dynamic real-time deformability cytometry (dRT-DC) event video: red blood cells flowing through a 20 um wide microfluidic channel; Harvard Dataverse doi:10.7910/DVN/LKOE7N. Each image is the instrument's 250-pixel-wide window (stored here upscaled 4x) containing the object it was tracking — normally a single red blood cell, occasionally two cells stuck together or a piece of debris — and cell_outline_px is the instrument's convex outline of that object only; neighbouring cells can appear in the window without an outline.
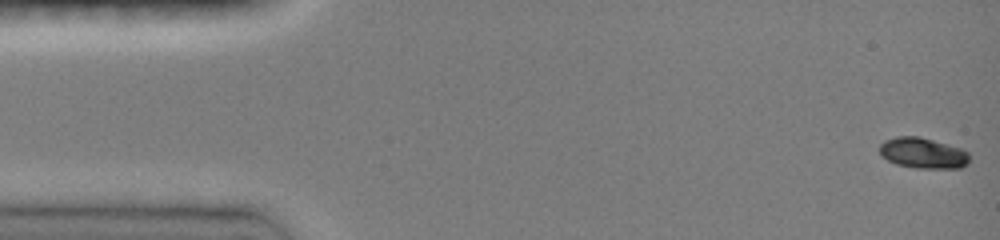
{"species": "common noctule bat (a hibernating species)", "species_latin": "Nyctalus noctula", "temperature_condition": "room temperature", "stored_images_in_passage": 13, "camera_frame_rate_fps": 3000, "um_per_image_px": 0.085, "animal": {"sex": "female", "body_mass_g": 19.0, "forearm_length_mm": 51.5}, "frame": {"image": 1, "passage_image": 1, "time_ms": 0.0, "image_size_px": [1000, 240], "cell_outline_px": [[968, 164], [960, 168], [916, 168], [896, 164], [880, 156], [880, 144], [884, 140], [896, 136], [920, 136], [960, 148], [968, 152]], "centroid_in_image_um": [78.42, 13.0], "position_along_channel_um": 6.6, "area_um2": 16.13}}
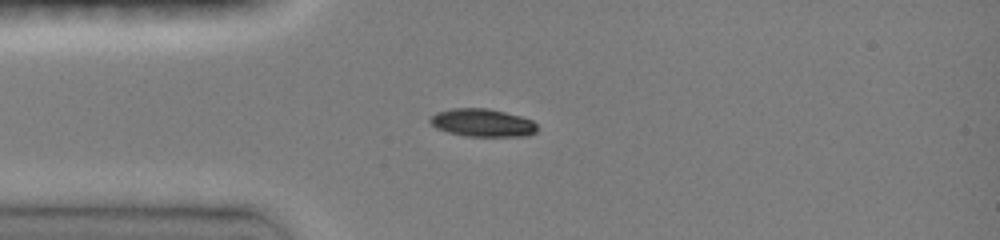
{"frame": {"image": 2, "passage_image": 4, "time_ms": 3.667, "image_size_px": [1000, 240], "cell_outline_px": [[536, 132], [528, 136], [464, 136], [448, 132], [436, 128], [428, 120], [436, 112], [452, 108], [488, 108], [520, 116], [532, 120], [536, 124]], "centroid_in_image_um": [40.99, 10.43], "position_along_channel_um": 44.0, "area_um2": 17.4}}
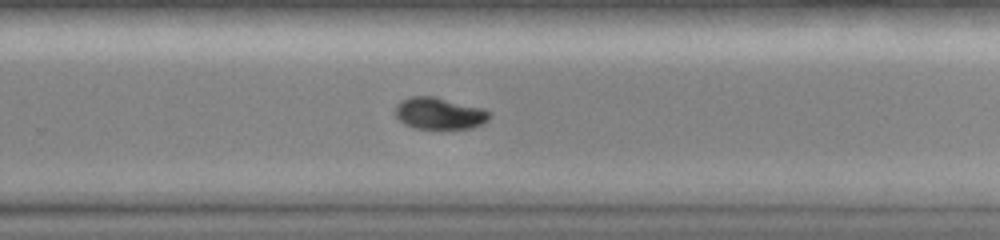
{"frame": {"image": 3, "passage_image": 13, "time_ms": 10.0, "image_size_px": [1000, 240], "cell_outline_px": [[492, 116], [484, 124], [472, 128], [412, 128], [404, 124], [396, 116], [396, 104], [412, 96], [432, 96], [484, 108], [492, 112]], "centroid_in_image_um": [37.4, 9.64], "position_along_channel_um": 292.4, "area_um2": 17.46}}